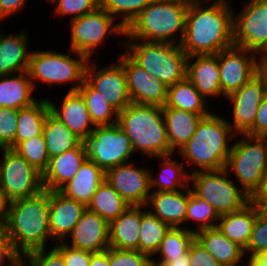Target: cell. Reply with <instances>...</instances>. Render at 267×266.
<instances>
[{"instance_id":"c3c4849f","label":"cell","mask_w":267,"mask_h":266,"mask_svg":"<svg viewBox=\"0 0 267 266\" xmlns=\"http://www.w3.org/2000/svg\"><path fill=\"white\" fill-rule=\"evenodd\" d=\"M64 258L65 266H89L92 252L74 248L64 241L53 246Z\"/></svg>"},{"instance_id":"ac0fdd59","label":"cell","mask_w":267,"mask_h":266,"mask_svg":"<svg viewBox=\"0 0 267 266\" xmlns=\"http://www.w3.org/2000/svg\"><path fill=\"white\" fill-rule=\"evenodd\" d=\"M123 66L131 102L163 107L167 99V87L154 75H150L125 51L118 56Z\"/></svg>"},{"instance_id":"9f6ffc18","label":"cell","mask_w":267,"mask_h":266,"mask_svg":"<svg viewBox=\"0 0 267 266\" xmlns=\"http://www.w3.org/2000/svg\"><path fill=\"white\" fill-rule=\"evenodd\" d=\"M11 201L0 188V221L4 224L10 209Z\"/></svg>"},{"instance_id":"e7e4bbea","label":"cell","mask_w":267,"mask_h":266,"mask_svg":"<svg viewBox=\"0 0 267 266\" xmlns=\"http://www.w3.org/2000/svg\"><path fill=\"white\" fill-rule=\"evenodd\" d=\"M224 1L229 2L230 4H232V3H231L232 0H224Z\"/></svg>"},{"instance_id":"816d5d0a","label":"cell","mask_w":267,"mask_h":266,"mask_svg":"<svg viewBox=\"0 0 267 266\" xmlns=\"http://www.w3.org/2000/svg\"><path fill=\"white\" fill-rule=\"evenodd\" d=\"M245 134L255 137H267V96L258 107L254 125Z\"/></svg>"},{"instance_id":"d6a6232c","label":"cell","mask_w":267,"mask_h":266,"mask_svg":"<svg viewBox=\"0 0 267 266\" xmlns=\"http://www.w3.org/2000/svg\"><path fill=\"white\" fill-rule=\"evenodd\" d=\"M208 102L198 92L194 84L185 78L167 87V99L163 107L189 111L205 117L212 112Z\"/></svg>"},{"instance_id":"d590c367","label":"cell","mask_w":267,"mask_h":266,"mask_svg":"<svg viewBox=\"0 0 267 266\" xmlns=\"http://www.w3.org/2000/svg\"><path fill=\"white\" fill-rule=\"evenodd\" d=\"M195 239V229L171 227L161 241L160 247L154 255L160 258L151 257L152 263H169L176 258L185 255L191 243ZM158 253V254H157Z\"/></svg>"},{"instance_id":"e575fe53","label":"cell","mask_w":267,"mask_h":266,"mask_svg":"<svg viewBox=\"0 0 267 266\" xmlns=\"http://www.w3.org/2000/svg\"><path fill=\"white\" fill-rule=\"evenodd\" d=\"M130 205L104 180L95 191L87 209L108 223L118 218Z\"/></svg>"},{"instance_id":"680465c9","label":"cell","mask_w":267,"mask_h":266,"mask_svg":"<svg viewBox=\"0 0 267 266\" xmlns=\"http://www.w3.org/2000/svg\"><path fill=\"white\" fill-rule=\"evenodd\" d=\"M190 257L188 252L185 255L176 258L169 263H152V266H190Z\"/></svg>"},{"instance_id":"ba28073f","label":"cell","mask_w":267,"mask_h":266,"mask_svg":"<svg viewBox=\"0 0 267 266\" xmlns=\"http://www.w3.org/2000/svg\"><path fill=\"white\" fill-rule=\"evenodd\" d=\"M227 174L223 168L198 171L189 176L191 191L207 201L219 216L240 210L249 203L246 192Z\"/></svg>"},{"instance_id":"8d00e7d4","label":"cell","mask_w":267,"mask_h":266,"mask_svg":"<svg viewBox=\"0 0 267 266\" xmlns=\"http://www.w3.org/2000/svg\"><path fill=\"white\" fill-rule=\"evenodd\" d=\"M49 158L77 147L82 140L70 131L51 112L47 115L43 126Z\"/></svg>"},{"instance_id":"4dcf8cb0","label":"cell","mask_w":267,"mask_h":266,"mask_svg":"<svg viewBox=\"0 0 267 266\" xmlns=\"http://www.w3.org/2000/svg\"><path fill=\"white\" fill-rule=\"evenodd\" d=\"M258 208L250 202L242 209L220 216L218 229L242 248L249 243Z\"/></svg>"},{"instance_id":"83f0119b","label":"cell","mask_w":267,"mask_h":266,"mask_svg":"<svg viewBox=\"0 0 267 266\" xmlns=\"http://www.w3.org/2000/svg\"><path fill=\"white\" fill-rule=\"evenodd\" d=\"M104 180L105 172L93 161L86 159L76 175L59 191L87 207L98 186Z\"/></svg>"},{"instance_id":"e0dca14e","label":"cell","mask_w":267,"mask_h":266,"mask_svg":"<svg viewBox=\"0 0 267 266\" xmlns=\"http://www.w3.org/2000/svg\"><path fill=\"white\" fill-rule=\"evenodd\" d=\"M105 180L130 206H146L151 194L149 167H137L135 162L130 160L108 169L105 172Z\"/></svg>"},{"instance_id":"5b68a950","label":"cell","mask_w":267,"mask_h":266,"mask_svg":"<svg viewBox=\"0 0 267 266\" xmlns=\"http://www.w3.org/2000/svg\"><path fill=\"white\" fill-rule=\"evenodd\" d=\"M117 123L134 152L143 153L147 159L176 154L168 142L162 107L132 102L118 113Z\"/></svg>"},{"instance_id":"8992f818","label":"cell","mask_w":267,"mask_h":266,"mask_svg":"<svg viewBox=\"0 0 267 266\" xmlns=\"http://www.w3.org/2000/svg\"><path fill=\"white\" fill-rule=\"evenodd\" d=\"M125 52L150 75L162 81L166 87L186 78L187 54L181 44L125 40Z\"/></svg>"},{"instance_id":"4316f807","label":"cell","mask_w":267,"mask_h":266,"mask_svg":"<svg viewBox=\"0 0 267 266\" xmlns=\"http://www.w3.org/2000/svg\"><path fill=\"white\" fill-rule=\"evenodd\" d=\"M141 206L128 207L109 223V247L118 250H138Z\"/></svg>"},{"instance_id":"484cf974","label":"cell","mask_w":267,"mask_h":266,"mask_svg":"<svg viewBox=\"0 0 267 266\" xmlns=\"http://www.w3.org/2000/svg\"><path fill=\"white\" fill-rule=\"evenodd\" d=\"M195 238L223 266L245 264L244 248L226 237L217 226L196 232Z\"/></svg>"},{"instance_id":"1f68e13d","label":"cell","mask_w":267,"mask_h":266,"mask_svg":"<svg viewBox=\"0 0 267 266\" xmlns=\"http://www.w3.org/2000/svg\"><path fill=\"white\" fill-rule=\"evenodd\" d=\"M173 156L174 154L155 157V159H158L161 169L158 171V175H154L150 167L151 192L179 191L189 186L190 174L185 171L186 165L182 160V163L176 161Z\"/></svg>"},{"instance_id":"f546056e","label":"cell","mask_w":267,"mask_h":266,"mask_svg":"<svg viewBox=\"0 0 267 266\" xmlns=\"http://www.w3.org/2000/svg\"><path fill=\"white\" fill-rule=\"evenodd\" d=\"M162 114L170 148L177 152L194 135L196 126L202 116L170 107H162Z\"/></svg>"},{"instance_id":"7dc6e473","label":"cell","mask_w":267,"mask_h":266,"mask_svg":"<svg viewBox=\"0 0 267 266\" xmlns=\"http://www.w3.org/2000/svg\"><path fill=\"white\" fill-rule=\"evenodd\" d=\"M110 266H152L151 257L138 250H118L109 247Z\"/></svg>"},{"instance_id":"6125c7cd","label":"cell","mask_w":267,"mask_h":266,"mask_svg":"<svg viewBox=\"0 0 267 266\" xmlns=\"http://www.w3.org/2000/svg\"><path fill=\"white\" fill-rule=\"evenodd\" d=\"M259 58H267V48L259 55Z\"/></svg>"},{"instance_id":"ab89813d","label":"cell","mask_w":267,"mask_h":266,"mask_svg":"<svg viewBox=\"0 0 267 266\" xmlns=\"http://www.w3.org/2000/svg\"><path fill=\"white\" fill-rule=\"evenodd\" d=\"M220 216L204 199L196 196L189 186V202L186 210L185 224L195 221V233L204 229L216 227Z\"/></svg>"},{"instance_id":"be15d7a7","label":"cell","mask_w":267,"mask_h":266,"mask_svg":"<svg viewBox=\"0 0 267 266\" xmlns=\"http://www.w3.org/2000/svg\"><path fill=\"white\" fill-rule=\"evenodd\" d=\"M4 230V224L0 221V233Z\"/></svg>"},{"instance_id":"f6af8a7d","label":"cell","mask_w":267,"mask_h":266,"mask_svg":"<svg viewBox=\"0 0 267 266\" xmlns=\"http://www.w3.org/2000/svg\"><path fill=\"white\" fill-rule=\"evenodd\" d=\"M18 127V110L0 107V149L15 148Z\"/></svg>"},{"instance_id":"f1b7e54d","label":"cell","mask_w":267,"mask_h":266,"mask_svg":"<svg viewBox=\"0 0 267 266\" xmlns=\"http://www.w3.org/2000/svg\"><path fill=\"white\" fill-rule=\"evenodd\" d=\"M34 89L28 71L0 76V107L18 110L33 104L38 100Z\"/></svg>"},{"instance_id":"ffe728a7","label":"cell","mask_w":267,"mask_h":266,"mask_svg":"<svg viewBox=\"0 0 267 266\" xmlns=\"http://www.w3.org/2000/svg\"><path fill=\"white\" fill-rule=\"evenodd\" d=\"M67 238H71L70 243L64 242L74 248L92 253L105 251L109 247V223L86 208Z\"/></svg>"},{"instance_id":"94428289","label":"cell","mask_w":267,"mask_h":266,"mask_svg":"<svg viewBox=\"0 0 267 266\" xmlns=\"http://www.w3.org/2000/svg\"><path fill=\"white\" fill-rule=\"evenodd\" d=\"M179 1H183V2H186L188 4H191V3L205 2V1H208V0H179Z\"/></svg>"},{"instance_id":"bcb514c9","label":"cell","mask_w":267,"mask_h":266,"mask_svg":"<svg viewBox=\"0 0 267 266\" xmlns=\"http://www.w3.org/2000/svg\"><path fill=\"white\" fill-rule=\"evenodd\" d=\"M29 252L20 257V266H65L63 256L53 247Z\"/></svg>"},{"instance_id":"cb8c5ba5","label":"cell","mask_w":267,"mask_h":266,"mask_svg":"<svg viewBox=\"0 0 267 266\" xmlns=\"http://www.w3.org/2000/svg\"><path fill=\"white\" fill-rule=\"evenodd\" d=\"M188 202L189 186L184 191L151 192L146 207L170 227L184 228Z\"/></svg>"},{"instance_id":"f907efd6","label":"cell","mask_w":267,"mask_h":266,"mask_svg":"<svg viewBox=\"0 0 267 266\" xmlns=\"http://www.w3.org/2000/svg\"><path fill=\"white\" fill-rule=\"evenodd\" d=\"M5 265L20 266V256L13 249L11 241L5 234V231L3 230L0 233V266H5Z\"/></svg>"},{"instance_id":"b9f144b4","label":"cell","mask_w":267,"mask_h":266,"mask_svg":"<svg viewBox=\"0 0 267 266\" xmlns=\"http://www.w3.org/2000/svg\"><path fill=\"white\" fill-rule=\"evenodd\" d=\"M152 1L153 0H100L99 6L115 19L120 17L119 23L126 28Z\"/></svg>"},{"instance_id":"681fc988","label":"cell","mask_w":267,"mask_h":266,"mask_svg":"<svg viewBox=\"0 0 267 266\" xmlns=\"http://www.w3.org/2000/svg\"><path fill=\"white\" fill-rule=\"evenodd\" d=\"M188 254L190 266H223L195 238L191 243Z\"/></svg>"},{"instance_id":"9c48e42d","label":"cell","mask_w":267,"mask_h":266,"mask_svg":"<svg viewBox=\"0 0 267 266\" xmlns=\"http://www.w3.org/2000/svg\"><path fill=\"white\" fill-rule=\"evenodd\" d=\"M238 135L240 140L233 143L225 169L250 196L267 172V137Z\"/></svg>"},{"instance_id":"60d3db41","label":"cell","mask_w":267,"mask_h":266,"mask_svg":"<svg viewBox=\"0 0 267 266\" xmlns=\"http://www.w3.org/2000/svg\"><path fill=\"white\" fill-rule=\"evenodd\" d=\"M13 150L21 155L41 174L47 169L50 158L43 133L34 138L20 142Z\"/></svg>"},{"instance_id":"74e56055","label":"cell","mask_w":267,"mask_h":266,"mask_svg":"<svg viewBox=\"0 0 267 266\" xmlns=\"http://www.w3.org/2000/svg\"><path fill=\"white\" fill-rule=\"evenodd\" d=\"M170 228L168 224L153 215L146 206H141L138 251L153 257Z\"/></svg>"},{"instance_id":"2e32d148","label":"cell","mask_w":267,"mask_h":266,"mask_svg":"<svg viewBox=\"0 0 267 266\" xmlns=\"http://www.w3.org/2000/svg\"><path fill=\"white\" fill-rule=\"evenodd\" d=\"M259 56L246 48L233 45L218 53L222 93L240 89L258 73Z\"/></svg>"},{"instance_id":"5bb4252c","label":"cell","mask_w":267,"mask_h":266,"mask_svg":"<svg viewBox=\"0 0 267 266\" xmlns=\"http://www.w3.org/2000/svg\"><path fill=\"white\" fill-rule=\"evenodd\" d=\"M96 63V60H88L85 80L119 113L132 103L125 70L118 61L102 68H98Z\"/></svg>"},{"instance_id":"d6986e66","label":"cell","mask_w":267,"mask_h":266,"mask_svg":"<svg viewBox=\"0 0 267 266\" xmlns=\"http://www.w3.org/2000/svg\"><path fill=\"white\" fill-rule=\"evenodd\" d=\"M83 203L66 197L60 191H49V229L52 241L63 242L86 210Z\"/></svg>"},{"instance_id":"30bf717a","label":"cell","mask_w":267,"mask_h":266,"mask_svg":"<svg viewBox=\"0 0 267 266\" xmlns=\"http://www.w3.org/2000/svg\"><path fill=\"white\" fill-rule=\"evenodd\" d=\"M69 22L71 25L69 49L85 55L88 59H92L95 50L112 34L121 36V47H123L122 37L125 36V28L100 6Z\"/></svg>"},{"instance_id":"ee69618b","label":"cell","mask_w":267,"mask_h":266,"mask_svg":"<svg viewBox=\"0 0 267 266\" xmlns=\"http://www.w3.org/2000/svg\"><path fill=\"white\" fill-rule=\"evenodd\" d=\"M55 4V13L58 16L66 17L71 15L69 20L79 18L94 11L99 6L98 0H46Z\"/></svg>"},{"instance_id":"7c38bea8","label":"cell","mask_w":267,"mask_h":266,"mask_svg":"<svg viewBox=\"0 0 267 266\" xmlns=\"http://www.w3.org/2000/svg\"><path fill=\"white\" fill-rule=\"evenodd\" d=\"M0 188L9 200L30 198L42 190V174L10 148H1Z\"/></svg>"},{"instance_id":"7a4b0ae2","label":"cell","mask_w":267,"mask_h":266,"mask_svg":"<svg viewBox=\"0 0 267 266\" xmlns=\"http://www.w3.org/2000/svg\"><path fill=\"white\" fill-rule=\"evenodd\" d=\"M49 191L42 190L30 198L12 201L4 231L15 252L23 255L48 249L47 241H52L49 229Z\"/></svg>"},{"instance_id":"836d02e7","label":"cell","mask_w":267,"mask_h":266,"mask_svg":"<svg viewBox=\"0 0 267 266\" xmlns=\"http://www.w3.org/2000/svg\"><path fill=\"white\" fill-rule=\"evenodd\" d=\"M48 98H40L33 104L18 109V127L15 135V147L27 139L43 133V126L50 113Z\"/></svg>"},{"instance_id":"603a6c76","label":"cell","mask_w":267,"mask_h":266,"mask_svg":"<svg viewBox=\"0 0 267 266\" xmlns=\"http://www.w3.org/2000/svg\"><path fill=\"white\" fill-rule=\"evenodd\" d=\"M186 78L206 101L209 97H226L221 91L218 53L188 56Z\"/></svg>"},{"instance_id":"f5cc1de1","label":"cell","mask_w":267,"mask_h":266,"mask_svg":"<svg viewBox=\"0 0 267 266\" xmlns=\"http://www.w3.org/2000/svg\"><path fill=\"white\" fill-rule=\"evenodd\" d=\"M249 202L259 209H267V172L262 177L258 187L249 196Z\"/></svg>"},{"instance_id":"11a10c76","label":"cell","mask_w":267,"mask_h":266,"mask_svg":"<svg viewBox=\"0 0 267 266\" xmlns=\"http://www.w3.org/2000/svg\"><path fill=\"white\" fill-rule=\"evenodd\" d=\"M89 266H110L109 247L105 251L93 253Z\"/></svg>"},{"instance_id":"7402d4cb","label":"cell","mask_w":267,"mask_h":266,"mask_svg":"<svg viewBox=\"0 0 267 266\" xmlns=\"http://www.w3.org/2000/svg\"><path fill=\"white\" fill-rule=\"evenodd\" d=\"M86 159L83 141L77 147L51 157L42 174L43 190L59 191L76 175Z\"/></svg>"},{"instance_id":"6da1fadb","label":"cell","mask_w":267,"mask_h":266,"mask_svg":"<svg viewBox=\"0 0 267 266\" xmlns=\"http://www.w3.org/2000/svg\"><path fill=\"white\" fill-rule=\"evenodd\" d=\"M231 5L224 0L189 4L181 42L187 56L213 55L234 45V15L237 13Z\"/></svg>"},{"instance_id":"9a60e30c","label":"cell","mask_w":267,"mask_h":266,"mask_svg":"<svg viewBox=\"0 0 267 266\" xmlns=\"http://www.w3.org/2000/svg\"><path fill=\"white\" fill-rule=\"evenodd\" d=\"M266 96V82L257 73L240 89L229 93L224 98L232 105L233 122L229 120L227 122L236 134H245L254 125L258 107Z\"/></svg>"},{"instance_id":"44dd1931","label":"cell","mask_w":267,"mask_h":266,"mask_svg":"<svg viewBox=\"0 0 267 266\" xmlns=\"http://www.w3.org/2000/svg\"><path fill=\"white\" fill-rule=\"evenodd\" d=\"M51 113L60 120L70 131H72L82 141L86 140L94 128L84 99L78 91H68L64 95L59 106L49 100Z\"/></svg>"},{"instance_id":"8fae6325","label":"cell","mask_w":267,"mask_h":266,"mask_svg":"<svg viewBox=\"0 0 267 266\" xmlns=\"http://www.w3.org/2000/svg\"><path fill=\"white\" fill-rule=\"evenodd\" d=\"M83 143L87 160L93 161L104 172L130 162L134 154L130 139L118 123L96 126Z\"/></svg>"},{"instance_id":"db71d44e","label":"cell","mask_w":267,"mask_h":266,"mask_svg":"<svg viewBox=\"0 0 267 266\" xmlns=\"http://www.w3.org/2000/svg\"><path fill=\"white\" fill-rule=\"evenodd\" d=\"M27 0H0V22L26 7Z\"/></svg>"},{"instance_id":"3957f363","label":"cell","mask_w":267,"mask_h":266,"mask_svg":"<svg viewBox=\"0 0 267 266\" xmlns=\"http://www.w3.org/2000/svg\"><path fill=\"white\" fill-rule=\"evenodd\" d=\"M214 113L201 118L194 135L176 152L186 164L193 166V170H187L189 174L225 168L231 142L239 136L230 128L227 119Z\"/></svg>"},{"instance_id":"91938a15","label":"cell","mask_w":267,"mask_h":266,"mask_svg":"<svg viewBox=\"0 0 267 266\" xmlns=\"http://www.w3.org/2000/svg\"><path fill=\"white\" fill-rule=\"evenodd\" d=\"M258 73L264 78L267 85V58H258Z\"/></svg>"},{"instance_id":"6f0895ef","label":"cell","mask_w":267,"mask_h":266,"mask_svg":"<svg viewBox=\"0 0 267 266\" xmlns=\"http://www.w3.org/2000/svg\"><path fill=\"white\" fill-rule=\"evenodd\" d=\"M245 266H267V251H264L256 256L246 258Z\"/></svg>"},{"instance_id":"d4e9b609","label":"cell","mask_w":267,"mask_h":266,"mask_svg":"<svg viewBox=\"0 0 267 266\" xmlns=\"http://www.w3.org/2000/svg\"><path fill=\"white\" fill-rule=\"evenodd\" d=\"M27 31L7 35L0 29V76L28 71L31 50Z\"/></svg>"},{"instance_id":"52a82bcc","label":"cell","mask_w":267,"mask_h":266,"mask_svg":"<svg viewBox=\"0 0 267 266\" xmlns=\"http://www.w3.org/2000/svg\"><path fill=\"white\" fill-rule=\"evenodd\" d=\"M88 60L85 55L71 49L67 54L51 49L31 51L28 74L34 88L39 82L47 85L48 89L55 84L69 83L71 87L68 91H77L85 80Z\"/></svg>"},{"instance_id":"f35d334b","label":"cell","mask_w":267,"mask_h":266,"mask_svg":"<svg viewBox=\"0 0 267 266\" xmlns=\"http://www.w3.org/2000/svg\"><path fill=\"white\" fill-rule=\"evenodd\" d=\"M77 91L84 99L95 126L112 125L118 122V112L86 80Z\"/></svg>"},{"instance_id":"277c9868","label":"cell","mask_w":267,"mask_h":266,"mask_svg":"<svg viewBox=\"0 0 267 266\" xmlns=\"http://www.w3.org/2000/svg\"><path fill=\"white\" fill-rule=\"evenodd\" d=\"M188 6L179 0H153L125 28L126 39L181 44Z\"/></svg>"},{"instance_id":"7bdbcfd3","label":"cell","mask_w":267,"mask_h":266,"mask_svg":"<svg viewBox=\"0 0 267 266\" xmlns=\"http://www.w3.org/2000/svg\"><path fill=\"white\" fill-rule=\"evenodd\" d=\"M267 251V209H259L248 245L244 249L246 256H256Z\"/></svg>"},{"instance_id":"4fadbf2b","label":"cell","mask_w":267,"mask_h":266,"mask_svg":"<svg viewBox=\"0 0 267 266\" xmlns=\"http://www.w3.org/2000/svg\"><path fill=\"white\" fill-rule=\"evenodd\" d=\"M234 16V45L258 56L267 48V0H249Z\"/></svg>"}]
</instances>
